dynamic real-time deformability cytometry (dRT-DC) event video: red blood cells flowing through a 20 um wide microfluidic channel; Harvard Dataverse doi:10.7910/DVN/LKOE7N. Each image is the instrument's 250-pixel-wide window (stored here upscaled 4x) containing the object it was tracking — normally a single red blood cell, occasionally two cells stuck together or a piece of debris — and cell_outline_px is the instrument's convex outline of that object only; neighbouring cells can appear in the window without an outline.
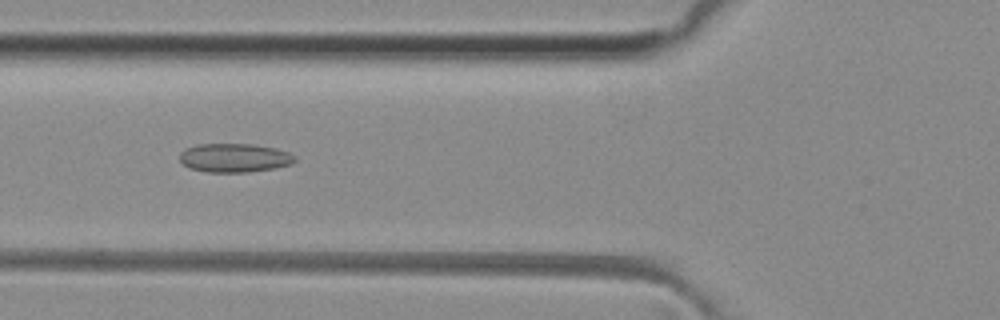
{"species": "common noctule bat (a hibernating species)", "species_latin": "Nyctalus noctula", "temperature_condition": "room temperature", "stored_images_in_passage": 38, "camera_frame_rate_fps": 3000, "um_per_image_px": 0.085, "animal": {"sex": "female", "body_mass_g": 29.2, "forearm_length_mm": 56.3}, "frame": {"image": 1, "passage_image": 7, "time_ms": 2.0, "image_size_px": [1000, 320], "cell_outline_px": [[296, 160], [292, 164], [276, 168], [248, 172], [204, 172], [188, 168], [180, 160], [180, 152], [184, 148], [196, 144], [252, 144], [276, 148], [288, 152], [296, 156]], "centroid_in_image_um": [19.92, 13.42], "position_along_channel_um": 105.9, "area_um2": 19.59}}
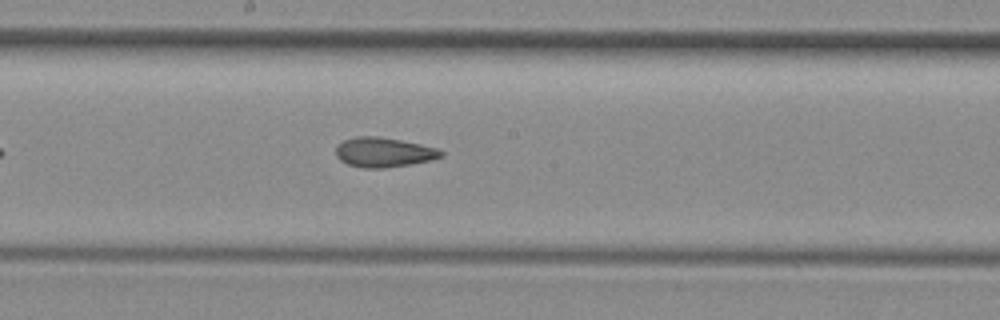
{"frame": {"image": 2, "passage_image": 15, "time_ms": 4.667, "image_size_px": [1000, 320], "cell_outline_px": [[444, 156], [432, 160], [384, 168], [364, 168], [348, 164], [340, 160], [336, 156], [336, 148], [344, 140], [356, 136], [380, 136], [420, 144], [436, 148], [444, 152]], "centroid_in_image_um": [32.62, 12.94], "position_along_channel_um": 215.6, "area_um2": 18.09}}
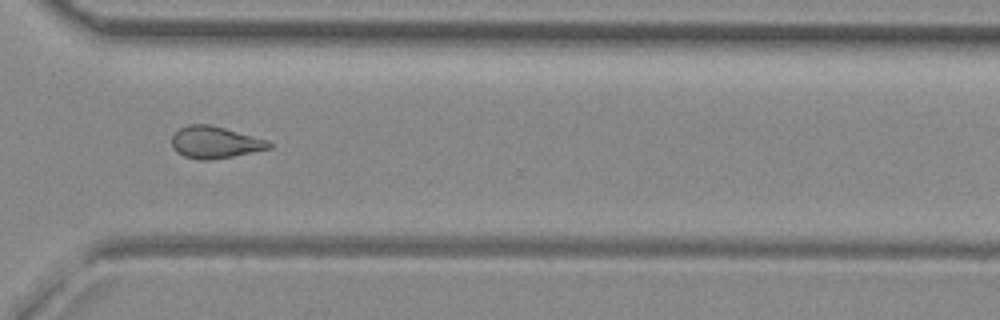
{"frame": {"image": 3, "passage_image": 25, "time_ms": 8.0, "image_size_px": [1000, 320], "cell_outline_px": [[272, 148], [212, 160], [200, 160], [184, 156], [176, 152], [172, 148], [172, 136], [180, 128], [188, 124], [208, 124], [224, 128], [268, 140], [272, 144]], "centroid_in_image_um": [18.26, 12.1], "position_along_channel_um": 352.3, "area_um2": 18.03}, "authors_computed_cell_mechanics": {"area_um2": 18.0914, "velocity_mm_per_s": 4.1006, "shape_relaxation_time_tau1_ms": null, "shape_relaxation_time_tau2_ms": 2.0019, "deformation_change_tau1": null, "deformation_change_tau2": 0.0767}}